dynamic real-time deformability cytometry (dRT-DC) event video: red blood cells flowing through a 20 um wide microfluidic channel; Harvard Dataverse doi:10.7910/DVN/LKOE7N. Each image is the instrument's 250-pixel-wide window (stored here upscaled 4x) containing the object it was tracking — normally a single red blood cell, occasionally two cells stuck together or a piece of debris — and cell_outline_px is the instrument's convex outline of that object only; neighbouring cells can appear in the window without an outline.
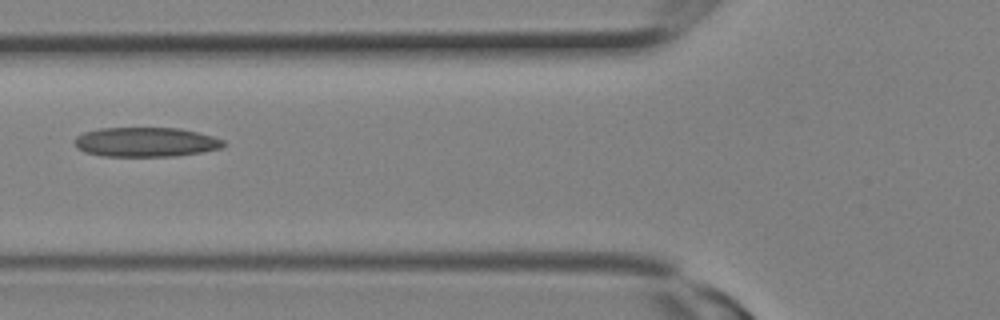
{"species": "Egyptian fruit bat (a non-hibernating species)", "species_latin": "Rousettus aegyptiacus", "temperature_condition": "room temperature", "stored_images_in_passage": 11, "camera_frame_rate_fps": 3000, "um_per_image_px": 0.085, "animal": {"sex": "female"}, "frame": {"image": 1, "passage_image": 10, "time_ms": 3.0, "image_size_px": [1000, 320], "cell_outline_px": [[228, 144], [220, 148], [204, 152], [176, 156], [100, 156], [84, 152], [76, 148], [76, 136], [84, 132], [100, 128], [180, 128], [212, 136], [224, 140]], "centroid_in_image_um": [12.41, 12.08], "position_along_channel_um": 113.4, "area_um2": 25.72}}